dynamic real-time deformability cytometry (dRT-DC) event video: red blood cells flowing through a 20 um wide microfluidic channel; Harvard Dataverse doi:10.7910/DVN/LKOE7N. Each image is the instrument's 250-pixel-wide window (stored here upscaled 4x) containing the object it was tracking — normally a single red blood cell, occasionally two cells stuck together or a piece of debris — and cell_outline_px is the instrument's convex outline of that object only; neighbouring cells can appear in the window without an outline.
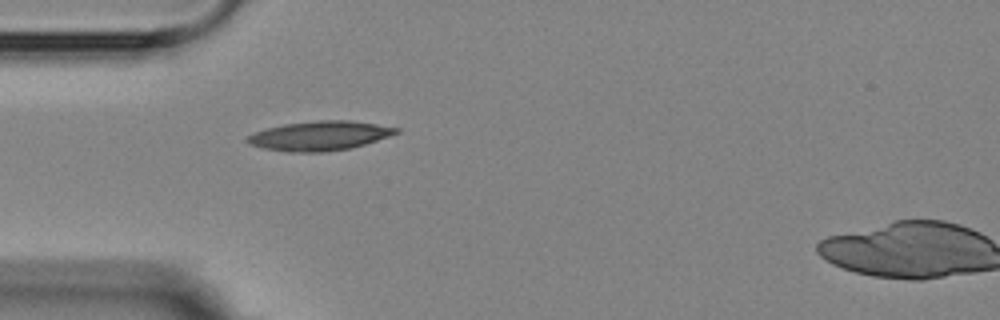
{"species": "Egyptian fruit bat (a non-hibernating species)", "species_latin": "Rousettus aegyptiacus", "temperature_condition": "room temperature", "stored_images_in_passage": 2, "camera_frame_rate_fps": 3000, "um_per_image_px": 0.085, "animal": {"sex": "female"}, "frame": {"image": 1, "passage_image": 1, "time_ms": 0.0, "image_size_px": [1000, 320], "cell_outline_px": [[400, 132], [364, 144], [348, 148], [324, 152], [288, 152], [264, 148], [248, 144], [244, 140], [248, 136], [264, 128], [284, 124], [316, 120], [352, 120], [400, 128]], "centroid_in_image_um": [27.13, 11.53], "position_along_channel_um": 57.9, "area_um2": 25.43}}